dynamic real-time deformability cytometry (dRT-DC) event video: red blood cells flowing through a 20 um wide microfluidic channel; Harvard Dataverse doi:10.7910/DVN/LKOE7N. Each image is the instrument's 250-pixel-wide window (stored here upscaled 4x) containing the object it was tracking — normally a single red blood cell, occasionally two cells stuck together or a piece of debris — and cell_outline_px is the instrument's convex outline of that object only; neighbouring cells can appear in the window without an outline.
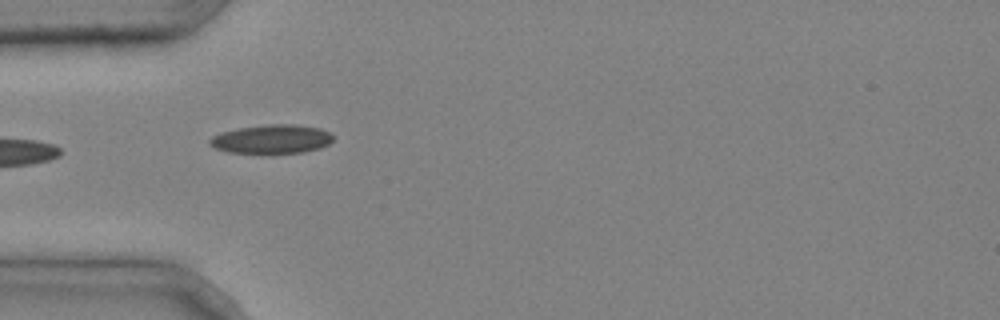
{"species": "common noctule bat (a hibernating species)", "species_latin": "Nyctalus noctula", "temperature_condition": "cold", "stored_images_in_passage": 5, "camera_frame_rate_fps": 3000, "um_per_image_px": 0.085, "animal": {"sex": "male", "body_mass_g": 20.4}, "frame": {"image": 1, "passage_image": 2, "time_ms": 0.333, "image_size_px": [1000, 320], "cell_outline_px": [[336, 136], [328, 144], [320, 148], [304, 152], [272, 156], [228, 152], [216, 148], [208, 144], [208, 140], [212, 136], [220, 132], [240, 128], [268, 124], [292, 124], [320, 128], [332, 132]], "centroid_in_image_um": [23.11, 11.87], "position_along_channel_um": 61.9, "area_um2": 21.73}}